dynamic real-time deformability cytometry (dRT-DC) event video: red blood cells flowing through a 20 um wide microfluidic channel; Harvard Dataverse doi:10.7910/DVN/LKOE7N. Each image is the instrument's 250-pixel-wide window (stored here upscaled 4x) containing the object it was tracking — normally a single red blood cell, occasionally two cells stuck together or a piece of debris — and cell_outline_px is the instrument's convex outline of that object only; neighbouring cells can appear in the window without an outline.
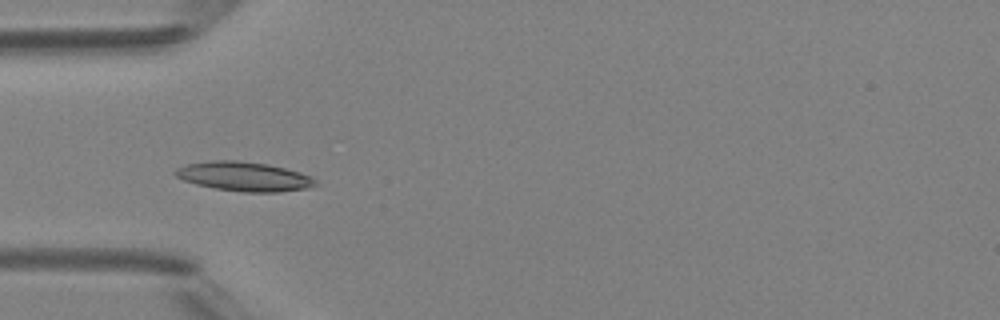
{"species": "Egyptian fruit bat (a non-hibernating species)", "species_latin": "Rousettus aegyptiacus", "temperature_condition": "room temperature", "stored_images_in_passage": 2, "camera_frame_rate_fps": 3000, "um_per_image_px": 0.085, "animal": {"sex": "female"}, "frame": {"image": 1, "passage_image": 1, "time_ms": 0.0, "image_size_px": [1000, 320], "cell_outline_px": [[316, 184], [308, 188], [280, 192], [244, 192], [216, 188], [196, 184], [184, 180], [176, 176], [172, 172], [176, 168], [188, 164], [212, 160], [236, 160], [268, 164], [300, 172], [312, 176], [316, 180]], "centroid_in_image_um": [20.75, 15.0], "position_along_channel_um": 64.2, "area_um2": 23.87}}
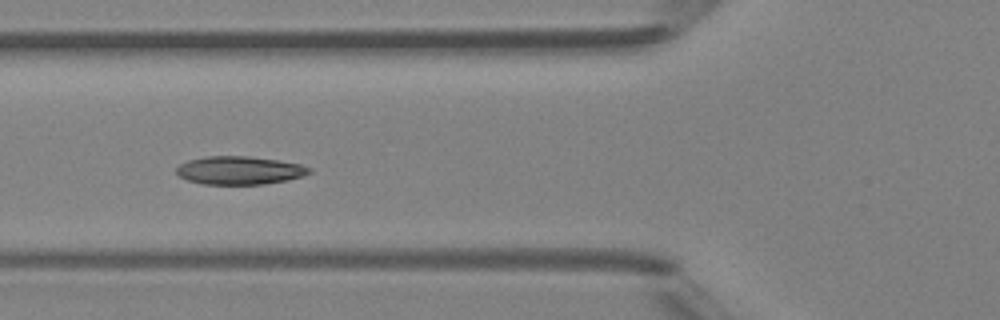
{"frame": {"image": 2, "passage_image": 2, "time_ms": 1.0, "image_size_px": [1000, 320], "cell_outline_px": [[312, 172], [304, 176], [288, 180], [264, 184], [204, 184], [188, 180], [180, 176], [176, 172], [176, 168], [180, 164], [188, 160], [204, 156], [248, 156], [280, 160], [300, 164], [312, 168]], "centroid_in_image_um": [20.39, 14.47], "position_along_channel_um": 105.4, "area_um2": 21.96}}